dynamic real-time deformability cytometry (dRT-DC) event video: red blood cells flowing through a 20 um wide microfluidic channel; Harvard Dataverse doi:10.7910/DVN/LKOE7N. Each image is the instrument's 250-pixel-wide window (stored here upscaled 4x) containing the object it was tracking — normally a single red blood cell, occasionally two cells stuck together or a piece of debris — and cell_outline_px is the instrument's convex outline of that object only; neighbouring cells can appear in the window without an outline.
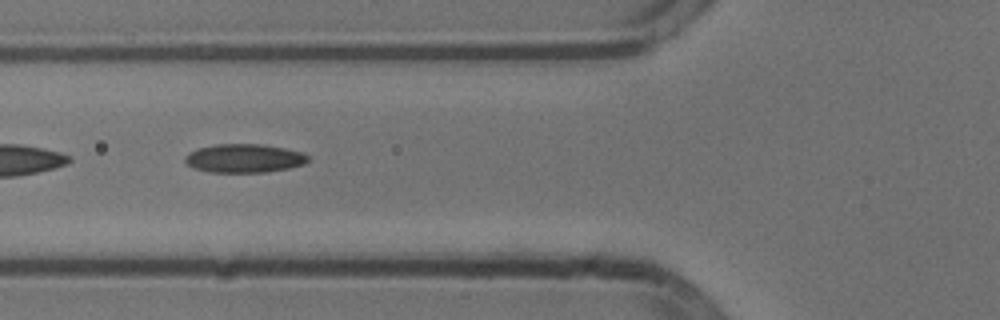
{"species": "common noctule bat (a hibernating species)", "species_latin": "Nyctalus noctula", "temperature_condition": "cold", "stored_images_in_passage": 13, "camera_frame_rate_fps": 3000, "um_per_image_px": 0.085, "animal": {"sex": "male", "body_mass_g": 13.3}, "frame": {"image": 1, "passage_image": 4, "time_ms": 1.0, "image_size_px": [1000, 320], "cell_outline_px": [[308, 160], [304, 164], [288, 168], [264, 172], [208, 172], [196, 168], [188, 164], [184, 160], [184, 156], [188, 152], [196, 148], [216, 144], [264, 144], [304, 152], [308, 156]], "centroid_in_image_um": [20.74, 13.44], "position_along_channel_um": 105.1, "area_um2": 20.58}}